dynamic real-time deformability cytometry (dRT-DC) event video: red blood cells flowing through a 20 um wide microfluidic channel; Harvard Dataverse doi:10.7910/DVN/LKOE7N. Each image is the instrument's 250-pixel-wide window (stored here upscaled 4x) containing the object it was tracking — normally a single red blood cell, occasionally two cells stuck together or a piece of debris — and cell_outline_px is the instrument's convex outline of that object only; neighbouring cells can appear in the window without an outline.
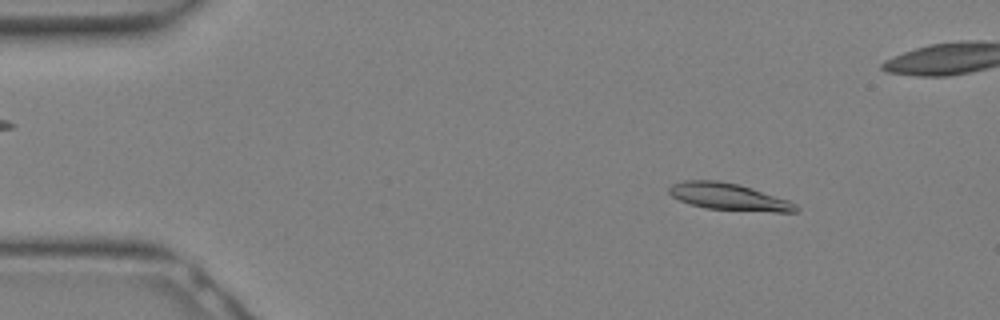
{"species": "Egyptian fruit bat (a non-hibernating species)", "species_latin": "Rousettus aegyptiacus", "temperature_condition": "warm", "stored_images_in_passage": 18, "camera_frame_rate_fps": 3000, "um_per_image_px": 0.085, "animal": {"sex": "female"}, "frame": {"image": 1, "passage_image": 2, "time_ms": 0.333, "image_size_px": [1000, 320], "cell_outline_px": [[800, 208], [796, 212], [776, 212], [708, 208], [692, 204], [680, 200], [672, 196], [668, 192], [668, 188], [672, 184], [684, 180], [720, 180], [740, 184], [788, 200], [796, 204]], "centroid_in_image_um": [61.95, 16.71], "position_along_channel_um": 23.0, "area_um2": 19.77}}
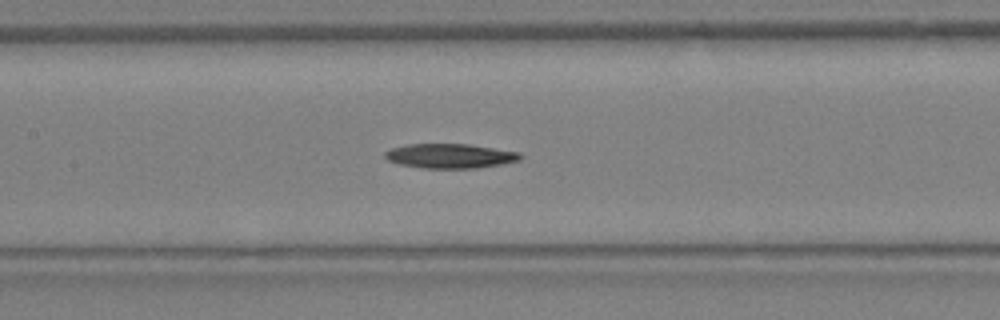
{"frame": {"image": 2, "passage_image": 12, "time_ms": 3.667, "image_size_px": [1000, 320], "cell_outline_px": [[524, 156], [520, 160], [500, 164], [476, 168], [424, 168], [400, 164], [388, 160], [384, 156], [384, 152], [392, 148], [408, 144], [468, 144], [520, 152]], "centroid_in_image_um": [38.27, 13.25], "position_along_channel_um": 169.1, "area_um2": 19.25}}
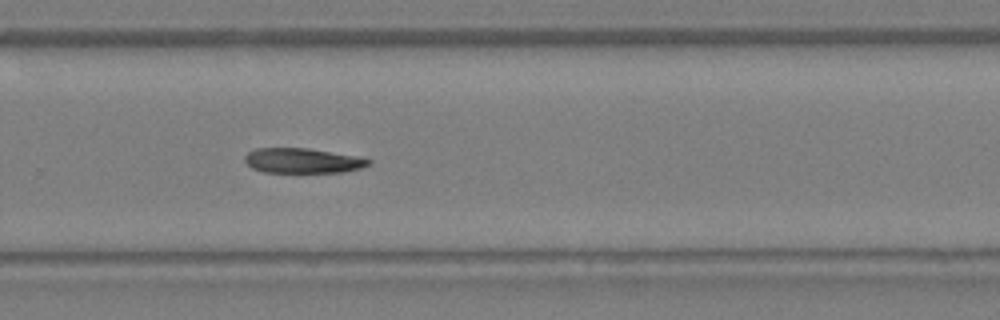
{"frame": {"image": 3, "passage_image": 18, "time_ms": 5.667, "image_size_px": [1000, 320], "cell_outline_px": [[372, 164], [360, 168], [344, 172], [264, 172], [252, 168], [244, 160], [244, 156], [248, 152], [256, 148], [308, 148], [360, 156], [372, 160]], "centroid_in_image_um": [25.76, 13.65], "position_along_channel_um": 304.0, "area_um2": 18.15}}